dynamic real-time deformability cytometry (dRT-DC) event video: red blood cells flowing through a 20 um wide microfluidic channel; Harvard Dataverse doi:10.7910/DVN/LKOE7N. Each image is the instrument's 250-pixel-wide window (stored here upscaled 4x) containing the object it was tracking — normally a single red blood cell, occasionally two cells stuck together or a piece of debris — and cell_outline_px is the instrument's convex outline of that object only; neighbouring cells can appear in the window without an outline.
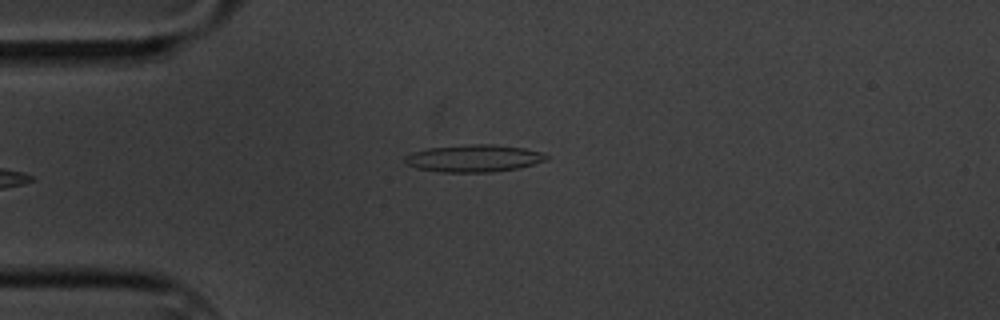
{"species": "common noctule bat (a hibernating species)", "species_latin": "Nyctalus noctula", "temperature_condition": "cold", "stored_images_in_passage": 5, "camera_frame_rate_fps": 3000, "um_per_image_px": 0.085, "animal": {"sex": "male", "body_mass_g": 20.1, "forearm_length_mm": 53.5}, "frame": {"image": 1, "passage_image": 5, "time_ms": 4.667, "image_size_px": [1000, 320], "cell_outline_px": [[548, 160], [516, 168], [488, 172], [440, 172], [416, 168], [408, 164], [404, 160], [404, 156], [412, 152], [428, 148], [464, 144], [492, 144], [524, 148], [540, 152], [548, 156]], "centroid_in_image_um": [40.24, 13.45], "position_along_channel_um": 44.8, "area_um2": 22.37}}